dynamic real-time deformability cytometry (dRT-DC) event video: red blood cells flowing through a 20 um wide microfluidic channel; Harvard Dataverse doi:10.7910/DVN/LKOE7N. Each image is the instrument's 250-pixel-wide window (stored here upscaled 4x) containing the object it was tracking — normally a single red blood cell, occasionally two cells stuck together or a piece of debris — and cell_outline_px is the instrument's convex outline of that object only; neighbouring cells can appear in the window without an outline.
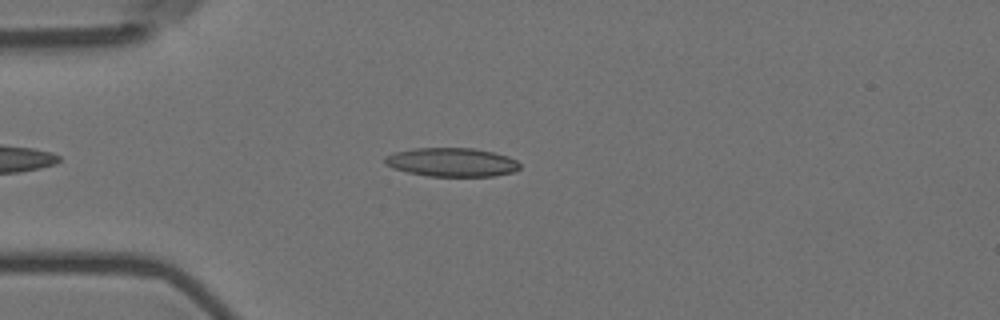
{"species": "Egyptian fruit bat (a non-hibernating species)", "species_latin": "Rousettus aegyptiacus", "temperature_condition": "room temperature", "stored_images_in_passage": 41, "camera_frame_rate_fps": 3000, "um_per_image_px": 0.085, "animal": {"sex": "female"}, "frame": {"image": 1, "passage_image": 3, "time_ms": 0.667, "image_size_px": [1000, 320], "cell_outline_px": [[520, 168], [512, 172], [496, 176], [428, 176], [408, 172], [392, 168], [384, 164], [384, 156], [396, 152], [412, 148], [476, 148], [508, 156], [516, 160], [520, 164]], "centroid_in_image_um": [38.38, 13.78], "position_along_channel_um": 46.6, "area_um2": 22.72}}
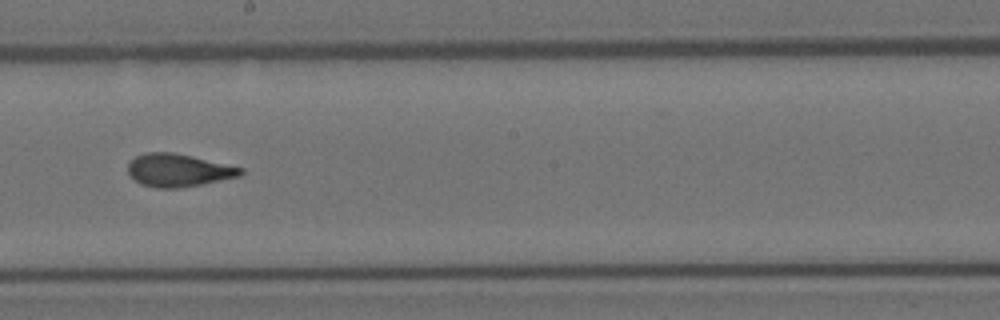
{"frame": {"image": 2, "passage_image": 20, "time_ms": 6.333, "image_size_px": [1000, 320], "cell_outline_px": [[244, 172], [240, 176], [180, 188], [156, 188], [140, 184], [128, 176], [128, 164], [136, 156], [144, 152], [172, 152], [192, 156], [244, 168]], "centroid_in_image_um": [15.13, 14.47], "position_along_channel_um": 233.1, "area_um2": 21.62}}
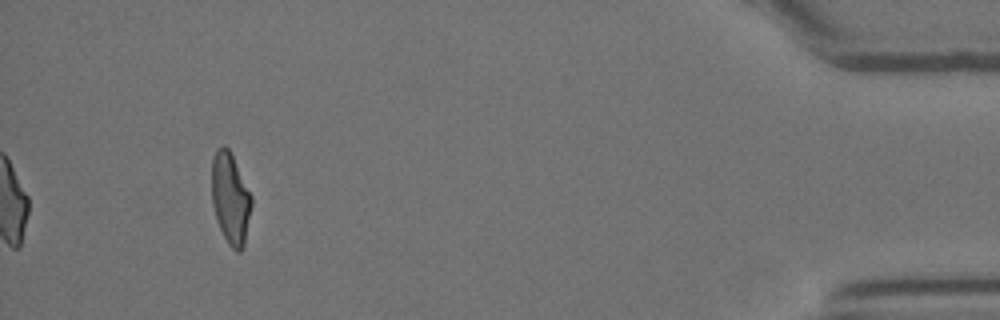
{"frame": {"image": 3, "passage_image": 41, "time_ms": 13.333, "image_size_px": [1000, 320], "cell_outline_px": [[252, 204], [244, 244], [240, 252], [236, 252], [228, 244], [216, 220], [212, 204], [212, 160], [216, 148], [224, 144], [228, 148], [252, 196]], "centroid_in_image_um": [19.57, 16.87], "position_along_channel_um": 415.6, "area_um2": 21.04}, "authors_computed_cell_mechanics": {"area_um2": 21.5016, "velocity_mm_per_s": 3.5771, "shape_relaxation_time_tau1_ms": 8.6943, "shape_relaxation_time_tau2_ms": 1.42, "deformation_change_tau1": 0.2373, "deformation_change_tau2": 0.0917}}